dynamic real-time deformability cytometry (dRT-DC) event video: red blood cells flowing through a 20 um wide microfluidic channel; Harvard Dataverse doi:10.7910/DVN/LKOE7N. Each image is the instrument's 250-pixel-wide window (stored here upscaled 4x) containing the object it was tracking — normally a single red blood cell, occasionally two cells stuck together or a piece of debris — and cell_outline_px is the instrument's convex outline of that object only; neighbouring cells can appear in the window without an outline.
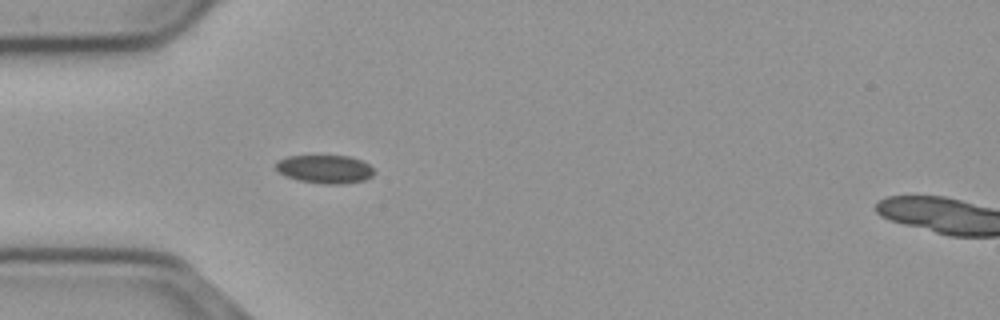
{"species": "common noctule bat (a hibernating species)", "species_latin": "Nyctalus noctula", "temperature_condition": "cold", "stored_images_in_passage": 13, "camera_frame_rate_fps": 3000, "um_per_image_px": 0.085, "animal": {"sex": "male", "body_mass_g": 23.1, "forearm_length_mm": 52.7}, "frame": {"image": 1, "passage_image": 6, "time_ms": 1.667, "image_size_px": [1000, 320], "cell_outline_px": [[376, 172], [372, 176], [364, 180], [344, 184], [324, 184], [300, 180], [284, 176], [276, 168], [276, 164], [280, 160], [288, 156], [348, 156], [360, 160], [368, 164]], "centroid_in_image_um": [27.64, 14.38], "position_along_channel_um": 57.4, "area_um2": 16.07}}